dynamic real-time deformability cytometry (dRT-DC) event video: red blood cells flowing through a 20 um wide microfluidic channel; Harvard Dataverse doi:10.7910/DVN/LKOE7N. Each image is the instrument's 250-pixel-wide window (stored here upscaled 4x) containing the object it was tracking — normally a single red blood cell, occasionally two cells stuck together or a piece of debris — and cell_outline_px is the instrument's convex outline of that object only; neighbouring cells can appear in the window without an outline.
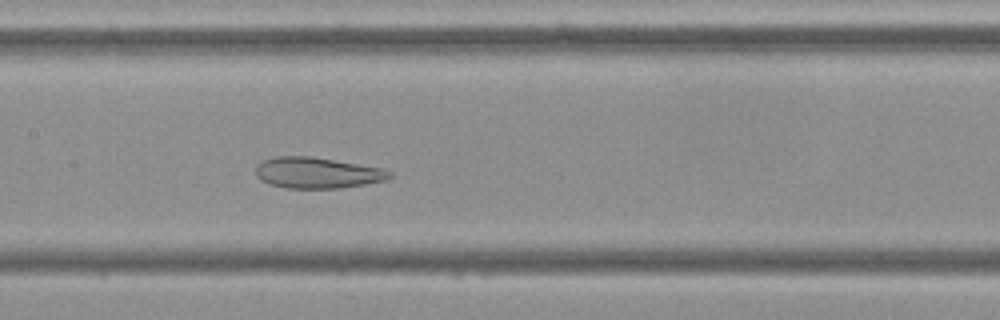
{"species": "Egyptian fruit bat (a non-hibernating species)", "species_latin": "Rousettus aegyptiacus", "temperature_condition": "cold", "stored_images_in_passage": 54, "camera_frame_rate_fps": 3000, "um_per_image_px": 0.085, "frame": {"image": 1, "passage_image": 26, "time_ms": 8.333, "image_size_px": [1000, 320], "cell_outline_px": [[392, 176], [388, 180], [340, 188], [288, 188], [268, 184], [260, 180], [256, 176], [256, 164], [260, 160], [276, 156], [308, 156], [384, 168], [392, 172]], "centroid_in_image_um": [26.94, 14.69], "position_along_channel_um": 180.5, "area_um2": 24.33}}
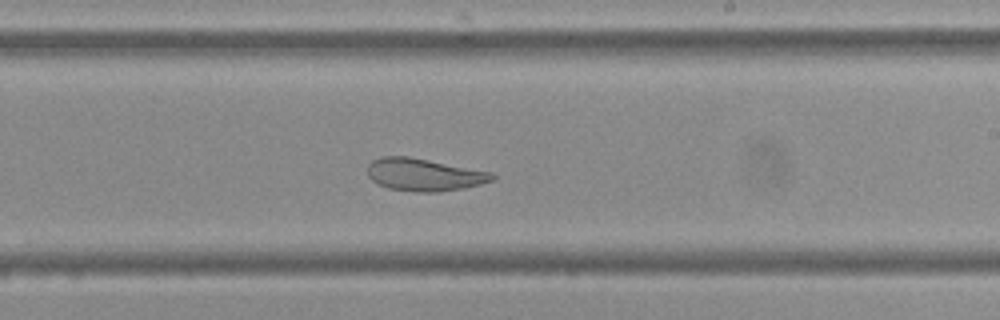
{"frame": {"image": 2, "passage_image": 32, "time_ms": 10.333, "image_size_px": [1000, 320], "cell_outline_px": [[496, 176], [492, 180], [480, 184], [464, 188], [440, 192], [416, 192], [388, 188], [372, 180], [368, 176], [368, 164], [372, 160], [380, 156], [408, 156], [492, 172]], "centroid_in_image_um": [36.03, 14.84], "position_along_channel_um": 253.0, "area_um2": 23.58}}
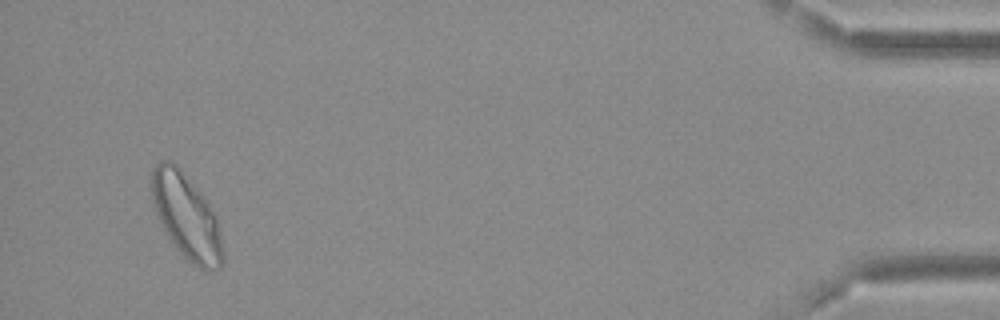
{"frame": {"image": 3, "passage_image": 52, "time_ms": 17.0, "image_size_px": [1000, 320], "cell_outline_px": [[224, 260], [220, 268], [200, 268], [192, 264], [180, 256], [168, 236], [156, 212], [152, 200], [152, 168], [160, 160], [172, 160], [176, 164], [208, 200], [216, 220], [220, 232], [224, 256]], "centroid_in_image_um": [15.84, 18.39], "position_along_channel_um": 419.4, "area_um2": 35.14}}